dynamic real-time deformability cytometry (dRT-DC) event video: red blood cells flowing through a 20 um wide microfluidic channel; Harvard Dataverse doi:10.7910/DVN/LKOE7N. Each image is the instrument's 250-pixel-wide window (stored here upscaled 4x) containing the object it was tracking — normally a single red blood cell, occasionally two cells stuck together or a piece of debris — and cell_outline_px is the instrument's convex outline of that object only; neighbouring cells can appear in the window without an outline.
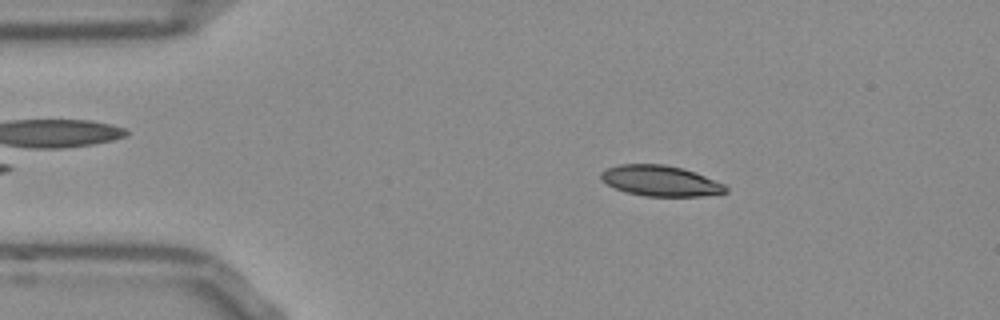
{"species": "Egyptian fruit bat (a non-hibernating species)", "species_latin": "Rousettus aegyptiacus", "temperature_condition": "room temperature", "stored_images_in_passage": 49, "camera_frame_rate_fps": 3000, "um_per_image_px": 0.085, "frame": {"image": 1, "passage_image": 5, "time_ms": 1.333, "image_size_px": [1000, 320], "cell_outline_px": [[728, 192], [700, 196], [644, 196], [628, 192], [616, 188], [600, 180], [600, 172], [608, 168], [620, 164], [664, 164], [680, 168], [704, 176], [724, 184], [728, 188]], "centroid_in_image_um": [56.11, 15.37], "position_along_channel_um": 28.9, "area_um2": 21.96}}
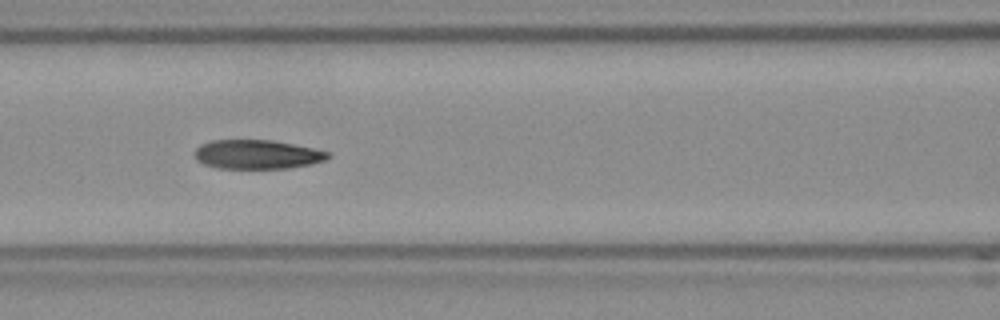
{"frame": {"image": 2, "passage_image": 18, "time_ms": 5.667, "image_size_px": [1000, 320], "cell_outline_px": [[332, 156], [324, 160], [312, 164], [288, 168], [220, 168], [204, 164], [196, 160], [192, 152], [200, 144], [212, 140], [272, 140], [332, 152]], "centroid_in_image_um": [21.84, 13.12], "position_along_channel_um": 144.8, "area_um2": 22.72}}
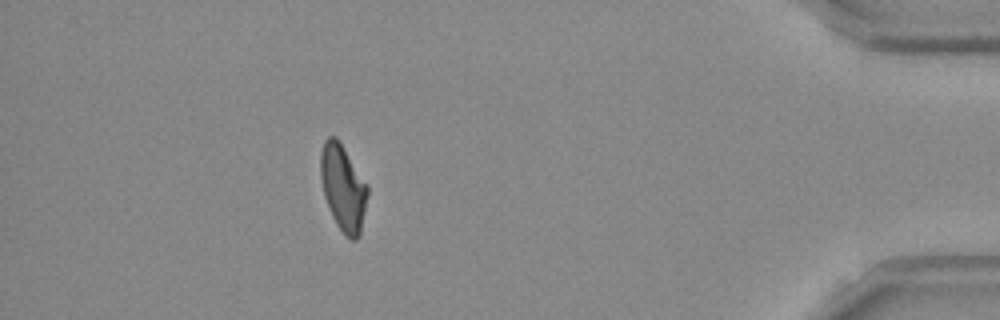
{"frame": {"image": 3, "passage_image": 43, "time_ms": 14.0, "image_size_px": [1000, 320], "cell_outline_px": [[368, 196], [360, 232], [356, 240], [352, 240], [336, 224], [332, 216], [324, 196], [320, 176], [320, 152], [324, 140], [328, 136], [336, 136], [368, 184]], "centroid_in_image_um": [29.15, 15.91], "position_along_channel_um": 406.0, "area_um2": 23.52}, "authors_computed_cell_mechanics": {"area_um2": 23.409, "velocity_mm_per_s": 3.7913, "shape_relaxation_time_tau1_ms": 5.2148, "shape_relaxation_time_tau2_ms": 2.1634, "deformation_change_tau1": 0.1558, "deformation_change_tau2": 0.0823}}